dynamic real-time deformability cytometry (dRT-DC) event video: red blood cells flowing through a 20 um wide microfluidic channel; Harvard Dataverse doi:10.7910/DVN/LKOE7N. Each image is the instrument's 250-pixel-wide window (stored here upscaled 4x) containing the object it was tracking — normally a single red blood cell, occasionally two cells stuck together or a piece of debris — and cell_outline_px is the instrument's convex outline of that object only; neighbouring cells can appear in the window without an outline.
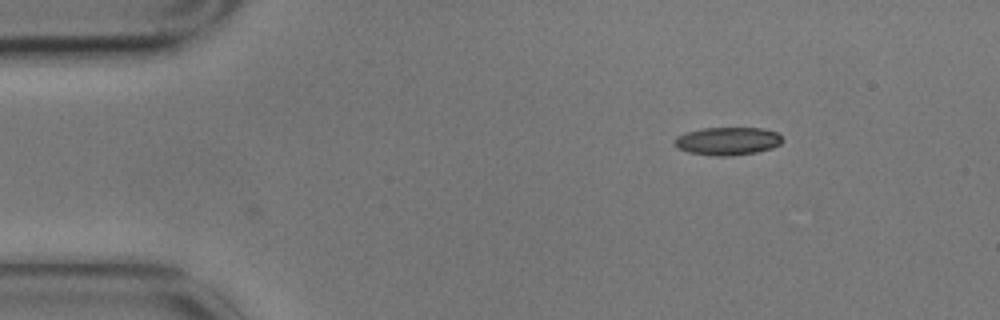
{"species": "common noctule bat (a hibernating species)", "species_latin": "Nyctalus noctula", "temperature_condition": "cold", "stored_images_in_passage": 3, "camera_frame_rate_fps": 3000, "um_per_image_px": 0.085, "animal": {"sex": "male", "body_mass_g": 17.9}, "frame": {"image": 1, "passage_image": 1, "time_ms": 0.0, "image_size_px": [1000, 320], "cell_outline_px": [[784, 140], [780, 144], [772, 148], [756, 152], [732, 156], [716, 156], [688, 152], [680, 148], [676, 144], [676, 136], [688, 132], [704, 128], [764, 128], [776, 132]], "centroid_in_image_um": [61.9, 11.99], "position_along_channel_um": 23.1, "area_um2": 17.4}}